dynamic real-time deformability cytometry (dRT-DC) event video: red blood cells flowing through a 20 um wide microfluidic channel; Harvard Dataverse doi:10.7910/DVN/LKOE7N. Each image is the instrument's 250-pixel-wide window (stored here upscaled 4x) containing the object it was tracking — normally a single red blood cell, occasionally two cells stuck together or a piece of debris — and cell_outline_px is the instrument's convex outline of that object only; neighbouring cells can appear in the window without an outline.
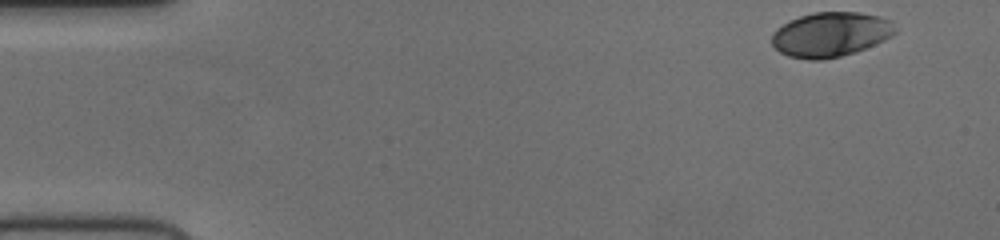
{"species": "human", "species_latin": "Homo sapiens", "temperature_condition": "cold", "stored_images_in_passage": 50, "camera_frame_rate_fps": 3000, "um_per_image_px": 0.085, "donor": {"sex": "female"}, "frame": {"image": 1, "passage_image": 1, "time_ms": 0.0, "image_size_px": [1000, 240], "cell_outline_px": [[896, 32], [892, 36], [884, 40], [864, 48], [840, 56], [824, 60], [808, 60], [788, 56], [780, 52], [772, 44], [772, 32], [776, 28], [788, 20], [812, 12], [860, 12], [880, 16], [892, 20]], "centroid_in_image_um": [70.58, 2.92], "position_along_channel_um": 14.4, "area_um2": 32.25}}
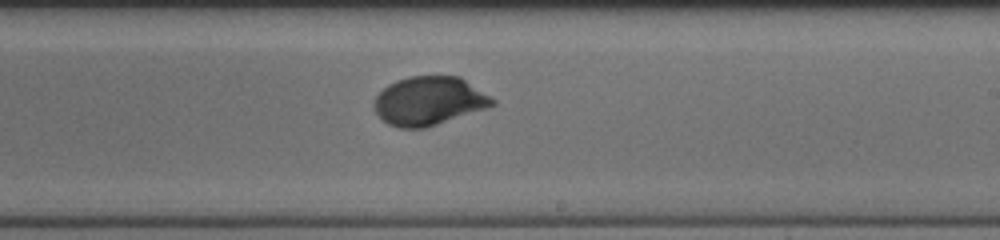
{"frame": {"image": 2, "passage_image": 29, "time_ms": 9.333, "image_size_px": [1000, 240], "cell_outline_px": [[496, 104], [424, 128], [400, 128], [388, 124], [372, 108], [372, 104], [376, 96], [388, 84], [396, 80], [408, 76], [460, 76], [496, 100]], "centroid_in_image_um": [36.42, 8.56], "position_along_channel_um": 252.6, "area_um2": 33.23}}
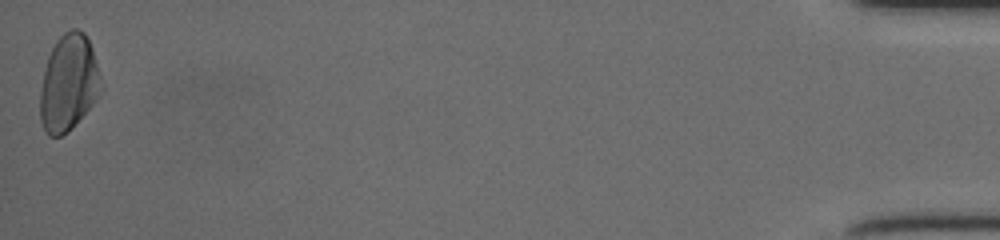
{"frame": {"image": 3, "passage_image": 50, "time_ms": 16.333, "image_size_px": [1000, 240], "cell_outline_px": [[100, 76], [92, 104], [60, 136], [48, 136], [40, 120], [40, 92], [44, 68], [48, 56], [56, 40], [64, 32], [72, 28], [76, 28], [84, 32], [92, 48]], "centroid_in_image_um": [5.76, 6.98], "position_along_channel_um": 429.4, "area_um2": 33.0}}